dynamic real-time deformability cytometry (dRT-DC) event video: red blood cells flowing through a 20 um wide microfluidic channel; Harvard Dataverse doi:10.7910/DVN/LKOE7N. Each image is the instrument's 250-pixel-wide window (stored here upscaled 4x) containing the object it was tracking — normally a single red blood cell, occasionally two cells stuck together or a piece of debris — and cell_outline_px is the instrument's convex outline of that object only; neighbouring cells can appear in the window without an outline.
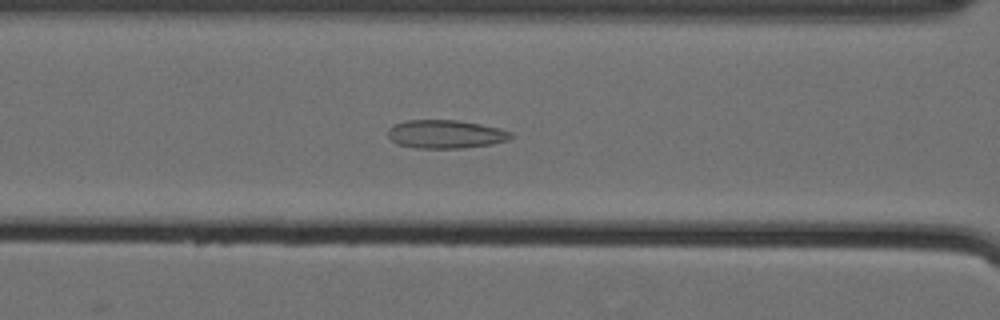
{"species": "Egyptian fruit bat (a non-hibernating species)", "species_latin": "Rousettus aegyptiacus", "temperature_condition": "cold", "stored_images_in_passage": 60, "camera_frame_rate_fps": 3000, "um_per_image_px": 0.085, "animal": {"sex": "female"}, "frame": {"image": 1, "passage_image": 28, "time_ms": 9.0, "image_size_px": [1000, 320], "cell_outline_px": [[512, 136], [508, 140], [492, 144], [464, 148], [416, 148], [400, 144], [392, 140], [388, 136], [388, 128], [404, 120], [456, 120], [480, 124], [500, 128], [512, 132]], "centroid_in_image_um": [37.89, 11.4], "position_along_channel_um": 128.7, "area_um2": 20.29}}
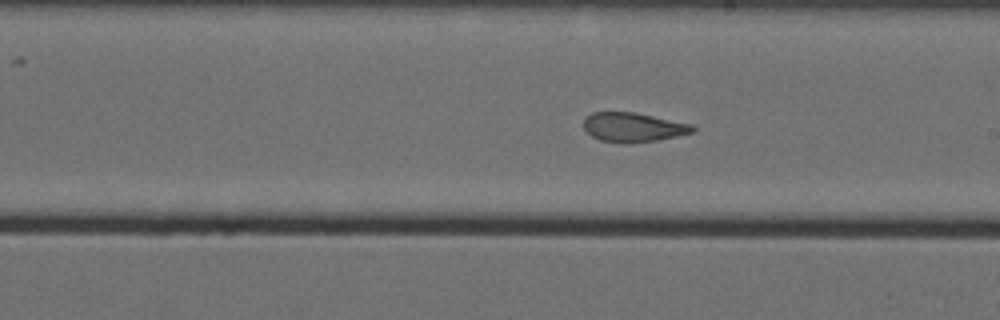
{"frame": {"image": 2, "passage_image": 37, "time_ms": 12.0, "image_size_px": [1000, 320], "cell_outline_px": [[696, 128], [692, 132], [676, 136], [656, 140], [600, 140], [592, 136], [584, 128], [584, 116], [592, 112], [636, 112], [692, 124]], "centroid_in_image_um": [53.82, 10.75], "position_along_channel_um": 235.2, "area_um2": 17.86}}
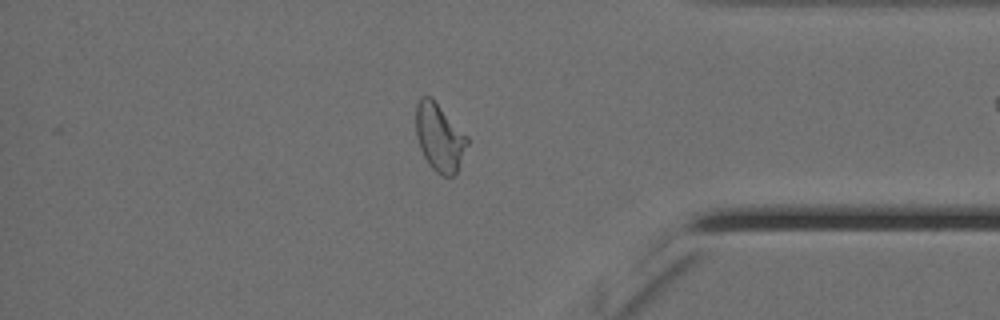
{"frame": {"image": 3, "passage_image": 52, "time_ms": 17.0, "image_size_px": [1000, 320], "cell_outline_px": [[468, 144], [456, 172], [452, 176], [444, 176], [436, 172], [428, 164], [420, 148], [416, 136], [416, 104], [420, 96], [428, 96], [468, 136]], "centroid_in_image_um": [37.34, 11.7], "position_along_channel_um": 397.9, "area_um2": 19.83}, "authors_computed_cell_mechanics": {"area_um2": 21.7906, "velocity_mm_per_s": 3.5513, "shape_relaxation_time_tau1_ms": null, "shape_relaxation_time_tau2_ms": 1.5344, "deformation_change_tau1": null, "deformation_change_tau2": 0.0777}}